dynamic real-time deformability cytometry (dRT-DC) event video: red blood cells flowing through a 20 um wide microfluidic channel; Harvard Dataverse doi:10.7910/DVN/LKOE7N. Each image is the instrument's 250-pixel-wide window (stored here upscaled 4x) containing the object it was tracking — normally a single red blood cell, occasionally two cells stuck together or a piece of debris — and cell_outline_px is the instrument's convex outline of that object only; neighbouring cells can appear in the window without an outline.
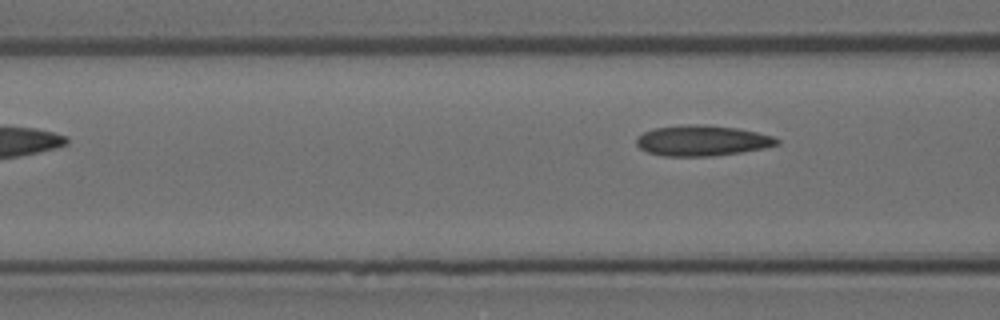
{"species": "Egyptian fruit bat (a non-hibernating species)", "species_latin": "Rousettus aegyptiacus", "temperature_condition": "room temperature", "stored_images_in_passage": 6, "camera_frame_rate_fps": 3000, "um_per_image_px": 0.085, "animal": {"sex": "female"}, "frame": {"image": 1, "passage_image": 6, "time_ms": 1.667, "image_size_px": [1000, 320], "cell_outline_px": [[780, 144], [764, 148], [740, 152], [712, 156], [664, 156], [648, 152], [640, 148], [636, 144], [636, 136], [652, 128], [688, 124], [696, 124], [736, 128], [756, 132], [772, 136], [780, 140]], "centroid_in_image_um": [59.65, 11.95], "position_along_channel_um": 106.9, "area_um2": 24.97}}